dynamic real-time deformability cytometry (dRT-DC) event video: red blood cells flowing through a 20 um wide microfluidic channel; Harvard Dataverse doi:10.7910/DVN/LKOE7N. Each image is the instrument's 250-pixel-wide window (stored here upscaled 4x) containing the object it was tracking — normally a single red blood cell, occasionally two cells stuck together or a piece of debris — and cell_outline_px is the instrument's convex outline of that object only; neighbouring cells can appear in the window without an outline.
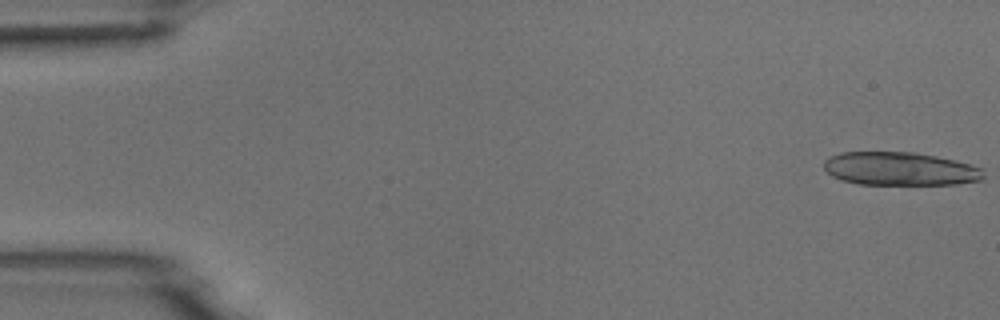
{"species": "common noctule bat (a hibernating species)", "species_latin": "Nyctalus noctula", "temperature_condition": "room temperature", "stored_images_in_passage": 6, "camera_frame_rate_fps": 3000, "um_per_image_px": 0.085, "animal": {"sex": "male", "body_mass_g": 18.8}, "frame": {"image": 1, "passage_image": 1, "time_ms": 0.0, "image_size_px": [1000, 320], "cell_outline_px": [[984, 180], [956, 184], [860, 184], [840, 180], [832, 176], [824, 168], [824, 160], [828, 156], [840, 152], [912, 152], [936, 156], [956, 160], [972, 164], [984, 168]], "centroid_in_image_um": [76.53, 14.34], "position_along_channel_um": 8.5, "area_um2": 31.33}}